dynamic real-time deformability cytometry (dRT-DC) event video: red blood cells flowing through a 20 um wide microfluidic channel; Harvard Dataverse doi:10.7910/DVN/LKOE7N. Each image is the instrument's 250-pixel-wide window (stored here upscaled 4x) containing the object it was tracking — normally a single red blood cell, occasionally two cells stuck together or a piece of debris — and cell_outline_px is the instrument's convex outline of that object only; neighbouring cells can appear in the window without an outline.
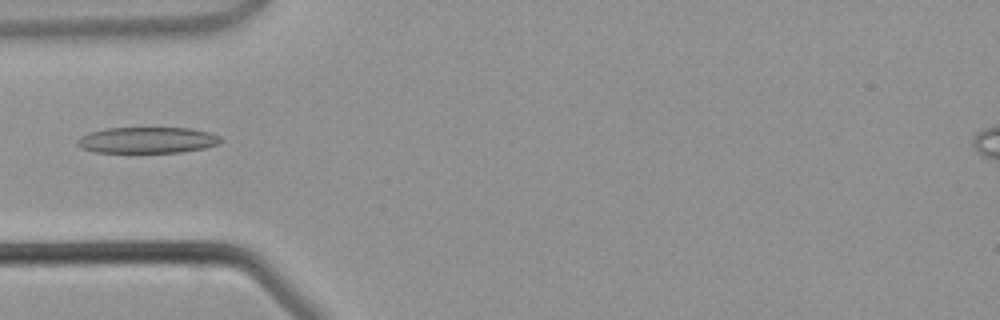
{"species": "common noctule bat (a hibernating species)", "species_latin": "Nyctalus noctula", "temperature_condition": "warm", "stored_images_in_passage": 2, "camera_frame_rate_fps": 3000, "um_per_image_px": 0.085, "animal": {"sex": "male", "body_mass_g": 21.5, "forearm_length_mm": 52.0}, "frame": {"image": 1, "passage_image": 1, "time_ms": 0.0, "image_size_px": [1000, 320], "cell_outline_px": [[224, 140], [216, 144], [204, 148], [180, 152], [96, 152], [80, 148], [76, 144], [76, 140], [80, 136], [88, 132], [104, 128], [192, 128], [208, 132], [220, 136]], "centroid_in_image_um": [12.48, 11.9], "position_along_channel_um": 72.5, "area_um2": 21.91}}
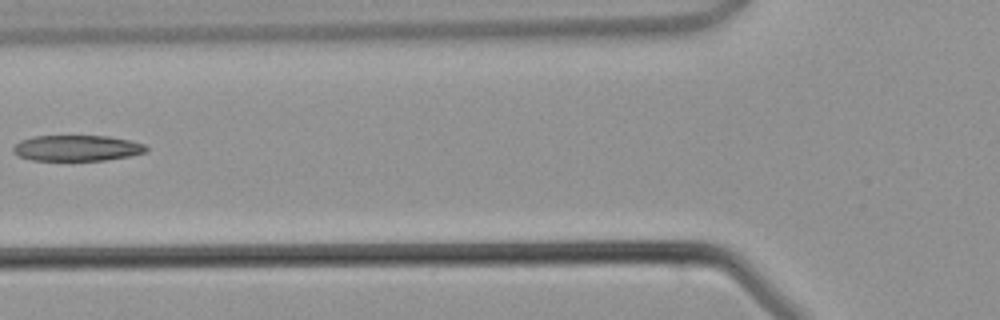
{"frame": {"image": 2, "passage_image": 2, "time_ms": 1.0, "image_size_px": [1000, 320], "cell_outline_px": [[148, 148], [144, 152], [128, 156], [104, 160], [32, 160], [20, 156], [12, 152], [12, 148], [20, 140], [32, 136], [108, 136], [128, 140], [144, 144]], "centroid_in_image_um": [6.49, 12.58], "position_along_channel_um": 119.3, "area_um2": 19.83}}